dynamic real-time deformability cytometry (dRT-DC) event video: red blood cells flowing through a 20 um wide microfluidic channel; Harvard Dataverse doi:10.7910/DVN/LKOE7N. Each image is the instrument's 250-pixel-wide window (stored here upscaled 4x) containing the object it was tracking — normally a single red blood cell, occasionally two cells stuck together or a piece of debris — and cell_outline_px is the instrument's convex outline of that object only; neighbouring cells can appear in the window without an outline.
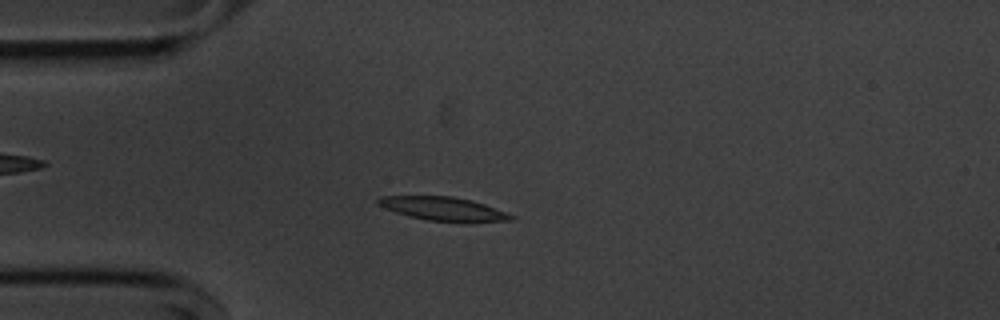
{"species": "common noctule bat (a hibernating species)", "species_latin": "Nyctalus noctula", "temperature_condition": "cold", "stored_images_in_passage": 54, "camera_frame_rate_fps": 3000, "um_per_image_px": 0.085, "animal": {"sex": "male", "body_mass_g": 20.1, "forearm_length_mm": 53.5}, "frame": {"image": 1, "passage_image": 13, "time_ms": 4.0, "image_size_px": [1000, 320], "cell_outline_px": [[516, 220], [468, 224], [464, 224], [428, 220], [408, 216], [384, 208], [376, 204], [376, 200], [380, 196], [452, 196], [472, 200], [484, 204], [516, 216]], "centroid_in_image_um": [37.76, 17.78], "position_along_channel_um": 47.2, "area_um2": 19.02}}
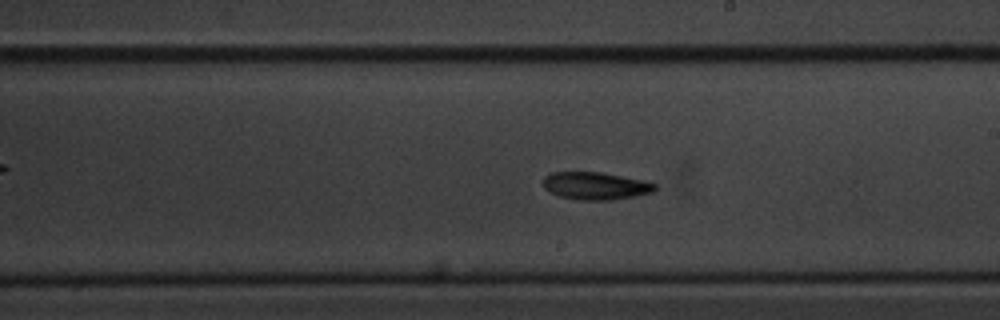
{"frame": {"image": 2, "passage_image": 30, "time_ms": 9.667, "image_size_px": [1000, 320], "cell_outline_px": [[656, 188], [652, 192], [636, 196], [612, 200], [576, 200], [560, 196], [548, 192], [544, 188], [544, 176], [548, 172], [600, 172], [644, 180], [656, 184]], "centroid_in_image_um": [50.59, 15.8], "position_along_channel_um": 238.4, "area_um2": 18.09}}
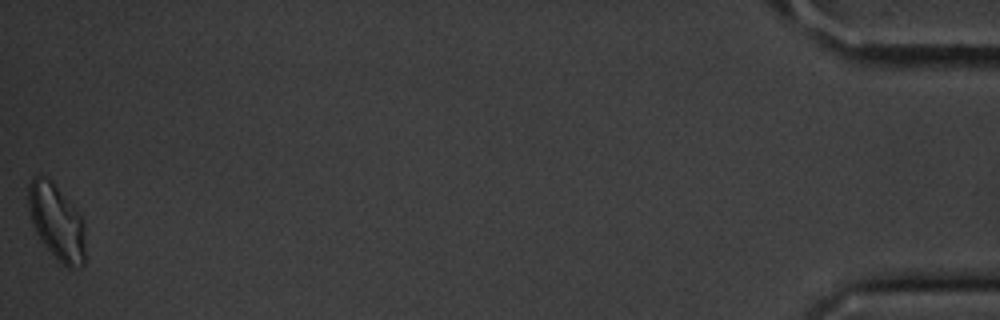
{"frame": {"image": 3, "passage_image": 54, "time_ms": 17.667, "image_size_px": [1000, 320], "cell_outline_px": [[84, 264], [72, 268], [68, 268], [44, 244], [36, 232], [28, 208], [28, 184], [32, 176], [40, 172], [52, 180], [84, 220]], "centroid_in_image_um": [4.79, 18.78], "position_along_channel_um": 430.4, "area_um2": 24.91}, "authors_computed_cell_mechanics": {"area_um2": 18.3226, "velocity_mm_per_s": 3.5983, "shape_relaxation_time_tau1_ms": 2.668, "shape_relaxation_time_tau2_ms": null, "deformation_change_tau1": 0.1349, "deformation_change_tau2": null}}